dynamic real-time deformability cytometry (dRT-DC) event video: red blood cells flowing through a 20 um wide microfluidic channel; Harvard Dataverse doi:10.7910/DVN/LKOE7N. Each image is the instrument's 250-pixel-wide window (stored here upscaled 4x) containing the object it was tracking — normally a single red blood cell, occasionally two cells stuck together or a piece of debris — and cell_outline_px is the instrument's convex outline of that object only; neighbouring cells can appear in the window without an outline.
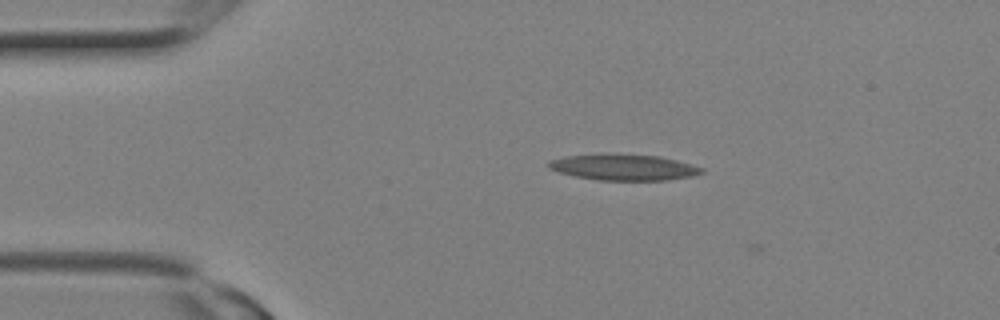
{"species": "Egyptian fruit bat (a non-hibernating species)", "species_latin": "Rousettus aegyptiacus", "temperature_condition": "room temperature", "stored_images_in_passage": 5, "camera_frame_rate_fps": 3000, "um_per_image_px": 0.085, "animal": {"sex": "female"}, "frame": {"image": 1, "passage_image": 3, "time_ms": 0.667, "image_size_px": [1000, 320], "cell_outline_px": [[704, 172], [692, 176], [668, 180], [596, 180], [576, 176], [560, 172], [548, 168], [548, 160], [564, 156], [612, 152], [660, 156], [676, 160], [704, 168]], "centroid_in_image_um": [52.99, 14.19], "position_along_channel_um": 32.0, "area_um2": 23.64}}